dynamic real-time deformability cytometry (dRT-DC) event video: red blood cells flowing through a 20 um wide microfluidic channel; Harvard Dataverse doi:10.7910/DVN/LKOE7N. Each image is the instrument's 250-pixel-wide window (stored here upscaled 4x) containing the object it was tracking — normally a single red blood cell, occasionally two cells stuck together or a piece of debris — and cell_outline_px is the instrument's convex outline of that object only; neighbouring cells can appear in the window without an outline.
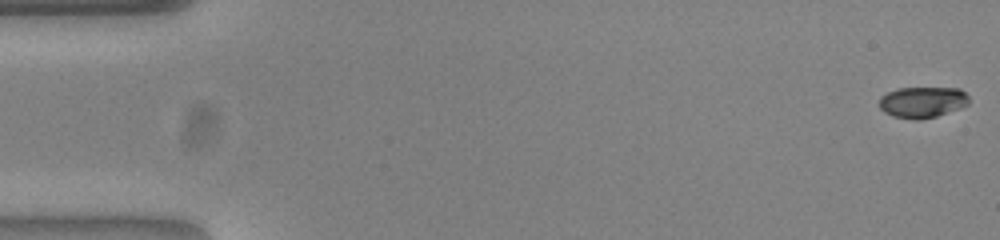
{"species": "common noctule bat (a hibernating species)", "species_latin": "Nyctalus noctula", "temperature_condition": "warm", "stored_images_in_passage": 53, "camera_frame_rate_fps": 3000, "um_per_image_px": 0.085, "animal": {"sex": "female", "body_mass_g": 23.0, "forearm_length_mm": 53.4}, "frame": {"image": 1, "passage_image": 1, "time_ms": 0.0, "image_size_px": [1000, 240], "cell_outline_px": [[968, 104], [960, 108], [936, 116], [920, 120], [912, 120], [892, 116], [884, 112], [880, 108], [880, 96], [896, 88], [960, 88], [968, 96]], "centroid_in_image_um": [78.39, 8.69], "position_along_channel_um": 6.6, "area_um2": 16.3}}
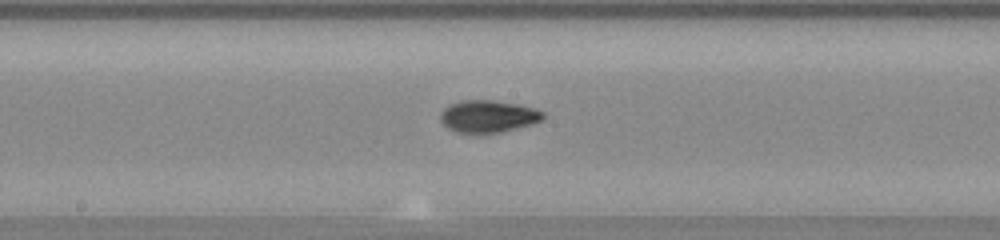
{"frame": {"image": 2, "passage_image": 28, "time_ms": 9.0, "image_size_px": [1000, 240], "cell_outline_px": [[544, 120], [500, 132], [460, 132], [448, 128], [440, 120], [440, 112], [448, 104], [460, 100], [492, 100], [516, 104], [536, 108], [544, 112]], "centroid_in_image_um": [41.48, 9.86], "position_along_channel_um": 206.7, "area_um2": 19.07}}
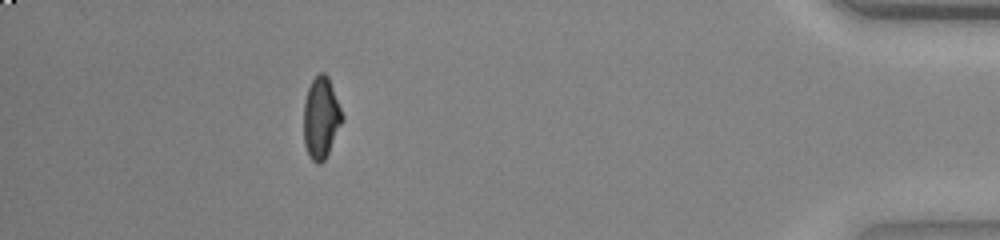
{"frame": {"image": 3, "passage_image": 48, "time_ms": 15.667, "image_size_px": [1000, 240], "cell_outline_px": [[344, 120], [324, 160], [320, 164], [316, 164], [308, 156], [304, 144], [304, 100], [308, 88], [312, 80], [320, 72], [324, 72], [328, 76], [344, 116]], "centroid_in_image_um": [27.29, 10.02], "position_along_channel_um": 407.9, "area_um2": 18.38}, "authors_computed_cell_mechanics": {"area_um2": 18.3804, "velocity_mm_per_s": 3.8705, "shape_relaxation_time_tau1_ms": 5.2617, "shape_relaxation_time_tau2_ms": 2.515, "deformation_change_tau1": 0.2012, "deformation_change_tau2": 0.0618}}